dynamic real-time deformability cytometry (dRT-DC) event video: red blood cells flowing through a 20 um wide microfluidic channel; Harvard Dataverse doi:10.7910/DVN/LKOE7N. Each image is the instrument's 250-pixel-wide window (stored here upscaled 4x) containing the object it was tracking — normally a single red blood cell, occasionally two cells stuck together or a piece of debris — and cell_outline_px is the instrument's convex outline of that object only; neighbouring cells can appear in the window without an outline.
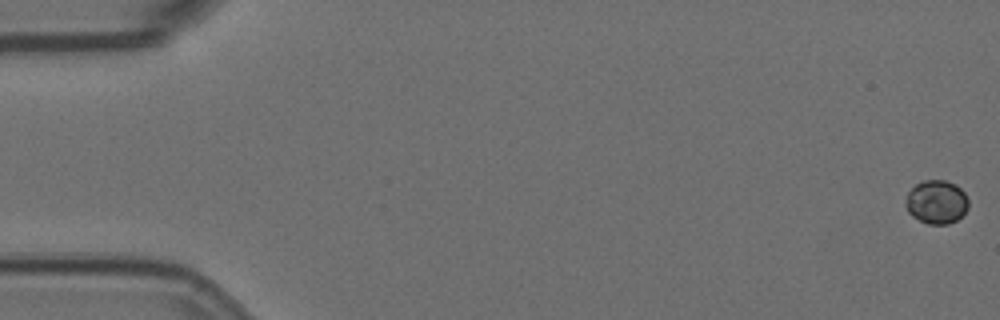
{"species": "Egyptian fruit bat (a non-hibernating species)", "species_latin": "Rousettus aegyptiacus", "temperature_condition": "room temperature", "stored_images_in_passage": 59, "camera_frame_rate_fps": 3000, "um_per_image_px": 0.085, "animal": {"sex": "female"}, "frame": {"image": 1, "passage_image": 1, "time_ms": 0.0, "image_size_px": [1000, 320], "cell_outline_px": [[968, 208], [956, 220], [948, 224], [928, 224], [912, 216], [908, 212], [908, 192], [916, 184], [924, 180], [944, 180], [956, 184], [964, 192], [968, 200]], "centroid_in_image_um": [79.64, 17.16], "position_along_channel_um": 5.4, "area_um2": 15.66}}
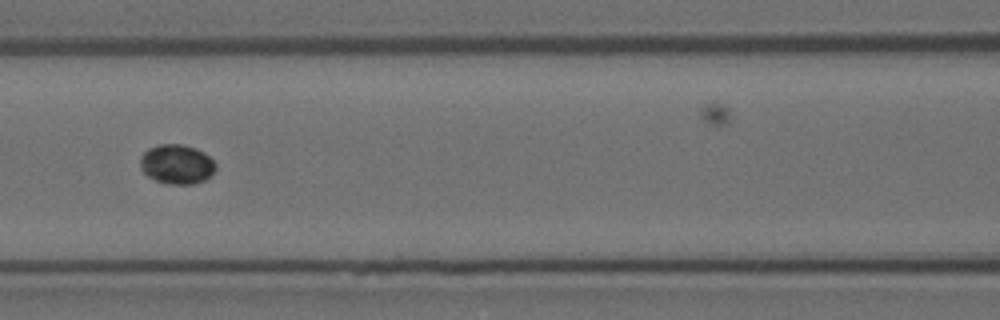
{"frame": {"image": 2, "passage_image": 26, "time_ms": 8.333, "image_size_px": [1000, 320], "cell_outline_px": [[216, 168], [204, 180], [192, 184], [168, 184], [156, 180], [148, 176], [140, 168], [140, 156], [148, 148], [156, 144], [184, 144], [196, 148], [204, 152], [216, 164]], "centroid_in_image_um": [15.0, 13.94], "position_along_channel_um": 151.6, "area_um2": 17.4}}
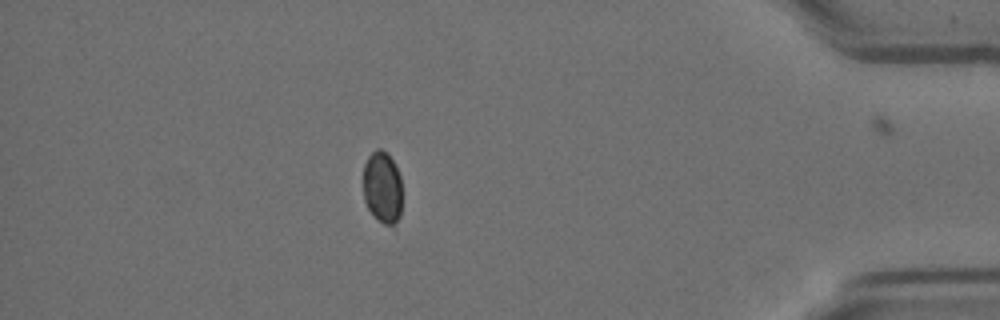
{"frame": {"image": 3, "passage_image": 51, "time_ms": 16.667, "image_size_px": [1000, 320], "cell_outline_px": [[400, 216], [392, 224], [384, 224], [368, 208], [364, 200], [364, 164], [368, 156], [376, 148], [380, 148], [388, 152], [400, 176]], "centroid_in_image_um": [32.49, 15.86], "position_along_channel_um": 402.7, "area_um2": 15.95}}